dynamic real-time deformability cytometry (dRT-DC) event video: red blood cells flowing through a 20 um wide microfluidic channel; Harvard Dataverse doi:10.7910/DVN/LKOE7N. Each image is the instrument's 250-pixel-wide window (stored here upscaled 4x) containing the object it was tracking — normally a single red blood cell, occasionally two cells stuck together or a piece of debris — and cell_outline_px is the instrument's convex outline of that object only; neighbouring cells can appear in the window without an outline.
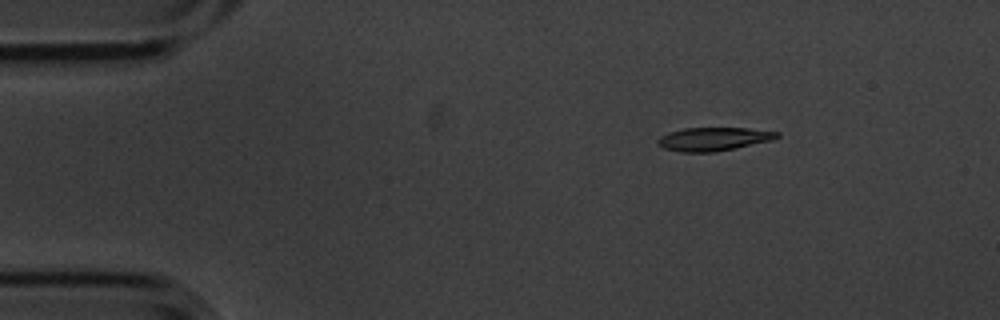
{"species": "common noctule bat (a hibernating species)", "species_latin": "Nyctalus noctula", "temperature_condition": "cold", "stored_images_in_passage": 6, "camera_frame_rate_fps": 3000, "um_per_image_px": 0.085, "animal": {"sex": "male", "body_mass_g": 20.1, "forearm_length_mm": 53.5}, "frame": {"image": 1, "passage_image": 6, "time_ms": 1.667, "image_size_px": [1000, 320], "cell_outline_px": [[780, 136], [772, 140], [736, 148], [712, 152], [680, 152], [664, 148], [656, 144], [656, 140], [660, 136], [668, 132], [684, 128], [748, 128], [780, 132]], "centroid_in_image_um": [60.63, 11.81], "position_along_channel_um": 24.4, "area_um2": 16.36}}